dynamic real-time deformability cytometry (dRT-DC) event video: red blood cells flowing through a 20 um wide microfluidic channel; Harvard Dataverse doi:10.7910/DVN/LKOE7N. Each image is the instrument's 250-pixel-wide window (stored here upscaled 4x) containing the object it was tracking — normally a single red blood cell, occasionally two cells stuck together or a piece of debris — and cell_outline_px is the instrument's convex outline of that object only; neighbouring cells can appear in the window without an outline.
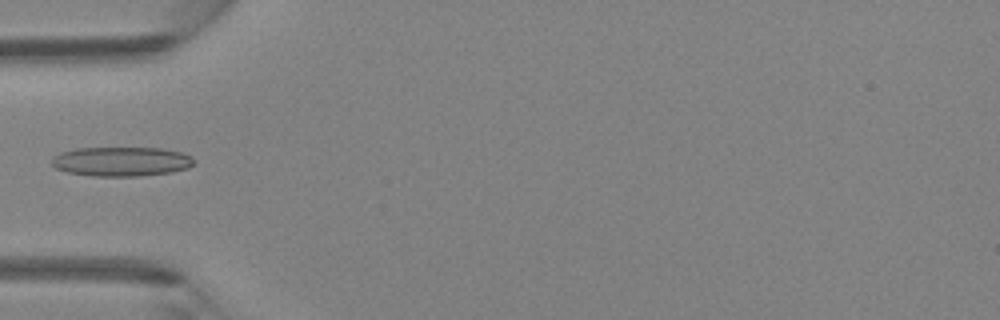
{"species": "Egyptian fruit bat (a non-hibernating species)", "species_latin": "Rousettus aegyptiacus", "temperature_condition": "room temperature", "stored_images_in_passage": 10, "camera_frame_rate_fps": 3000, "um_per_image_px": 0.085, "animal": {"sex": "female"}, "frame": {"image": 1, "passage_image": 1, "time_ms": 0.0, "image_size_px": [1000, 320], "cell_outline_px": [[196, 164], [188, 168], [172, 172], [140, 176], [92, 176], [64, 172], [56, 168], [52, 164], [52, 156], [60, 152], [76, 148], [160, 148], [180, 152], [192, 156], [196, 160]], "centroid_in_image_um": [10.32, 13.73], "position_along_channel_um": 74.7, "area_um2": 24.68}}
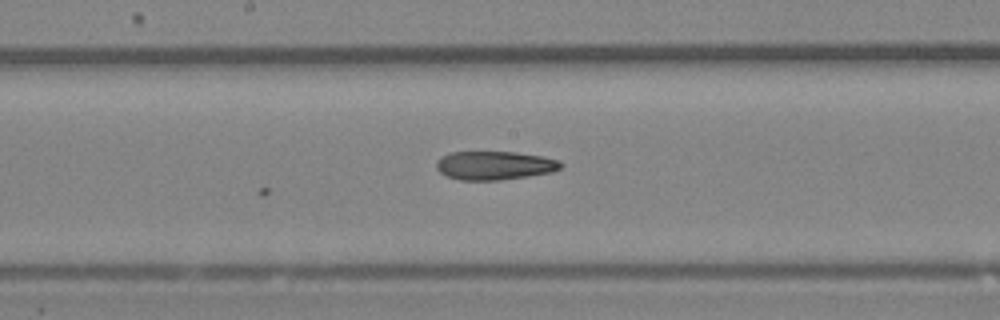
{"frame": {"image": 2, "passage_image": 10, "time_ms": 3.0, "image_size_px": [1000, 320], "cell_outline_px": [[564, 164], [560, 168], [552, 172], [528, 176], [500, 180], [460, 180], [448, 176], [440, 172], [436, 168], [436, 160], [448, 152], [516, 152], [544, 156], [560, 160]], "centroid_in_image_um": [42.05, 14.05], "position_along_channel_um": 206.1, "area_um2": 20.92}}